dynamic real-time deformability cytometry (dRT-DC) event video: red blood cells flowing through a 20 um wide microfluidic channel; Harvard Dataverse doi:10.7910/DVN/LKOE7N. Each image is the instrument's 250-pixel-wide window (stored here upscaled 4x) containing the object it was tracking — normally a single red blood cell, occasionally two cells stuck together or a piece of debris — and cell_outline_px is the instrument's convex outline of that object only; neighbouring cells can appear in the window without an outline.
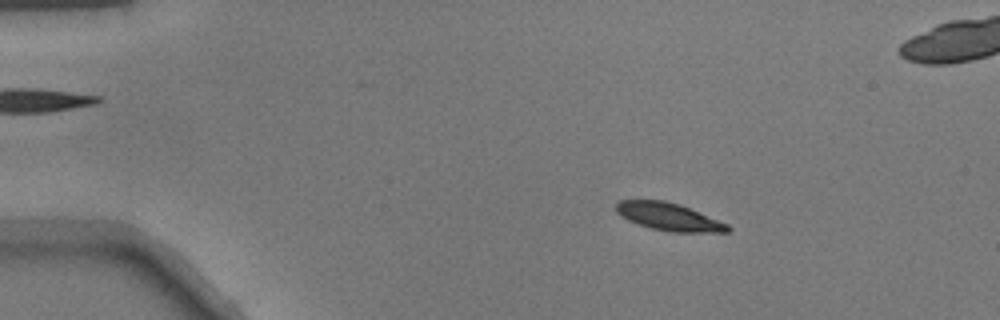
{"species": "common noctule bat (a hibernating species)", "species_latin": "Nyctalus noctula", "temperature_condition": "warm", "stored_images_in_passage": 52, "camera_frame_rate_fps": 3000, "um_per_image_px": 0.085, "animal": {"sex": "male", "body_mass_g": 17.9}, "frame": {"image": 1, "passage_image": 9, "time_ms": 2.667, "image_size_px": [1000, 320], "cell_outline_px": [[732, 228], [728, 232], [672, 232], [652, 228], [628, 220], [620, 216], [616, 212], [616, 204], [620, 200], [664, 200], [680, 204], [728, 224]], "centroid_in_image_um": [56.85, 18.42], "position_along_channel_um": 28.1, "area_um2": 17.86}}
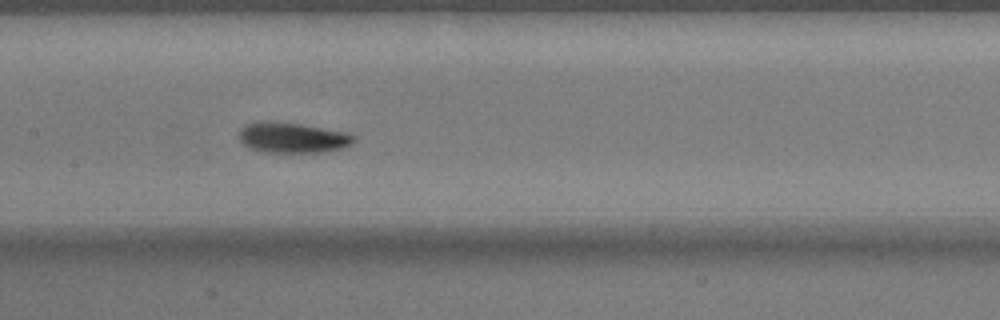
{"frame": {"image": 2, "passage_image": 26, "time_ms": 8.333, "image_size_px": [1000, 320], "cell_outline_px": [[356, 140], [352, 144], [340, 148], [324, 152], [264, 152], [248, 148], [236, 136], [240, 128], [244, 124], [264, 120], [268, 120], [300, 124], [348, 132], [356, 136]], "centroid_in_image_um": [24.82, 11.69], "position_along_channel_um": 182.6, "area_um2": 20.75}}
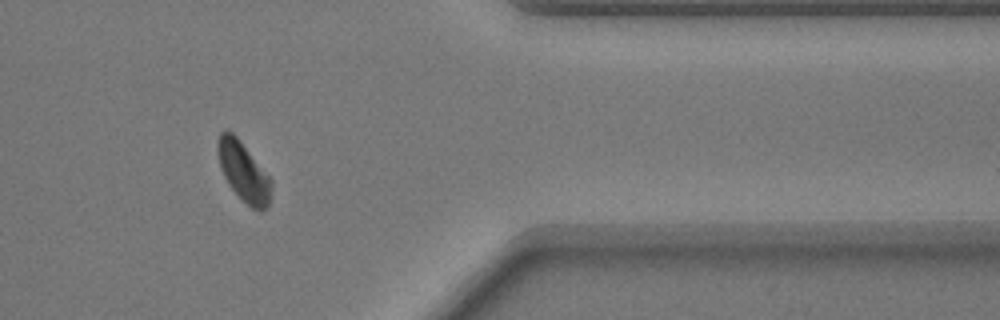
{"frame": {"image": 3, "passage_image": 43, "time_ms": 14.0, "image_size_px": [1000, 320], "cell_outline_px": [[272, 188], [268, 208], [252, 208], [228, 184], [220, 168], [216, 152], [216, 144], [220, 132], [224, 128], [228, 128], [236, 136], [272, 180]], "centroid_in_image_um": [20.66, 14.53], "position_along_channel_um": 390.7, "area_um2": 18.38}}